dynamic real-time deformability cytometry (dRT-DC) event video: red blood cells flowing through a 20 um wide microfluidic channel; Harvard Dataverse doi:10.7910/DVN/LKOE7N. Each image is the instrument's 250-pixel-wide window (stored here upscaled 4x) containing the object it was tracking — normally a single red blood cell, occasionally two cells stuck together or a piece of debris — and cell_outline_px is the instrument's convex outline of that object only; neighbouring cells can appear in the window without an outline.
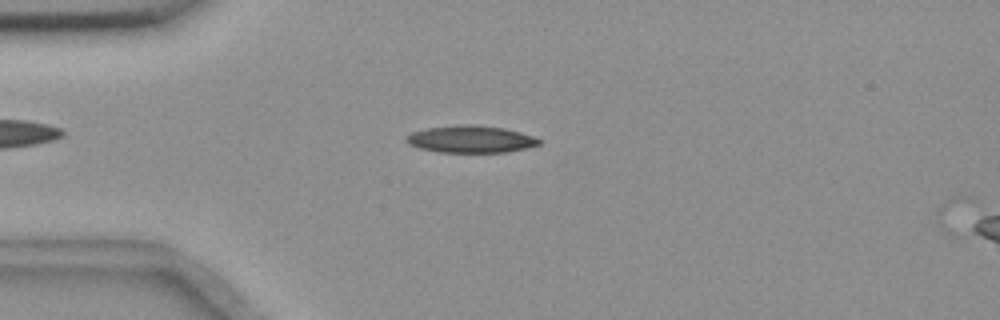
{"species": "common noctule bat (a hibernating species)", "species_latin": "Nyctalus noctula", "temperature_condition": "room temperature", "stored_images_in_passage": 2, "camera_frame_rate_fps": 3000, "um_per_image_px": 0.085, "animal": {"sex": "female", "body_mass_g": 18.4}, "frame": {"image": 1, "passage_image": 1, "time_ms": 0.0, "image_size_px": [1000, 320], "cell_outline_px": [[540, 144], [508, 152], [440, 152], [420, 148], [408, 144], [404, 140], [412, 132], [428, 128], [464, 124], [472, 124], [504, 128], [520, 132], [532, 136], [540, 140]], "centroid_in_image_um": [40.0, 11.83], "position_along_channel_um": 45.0, "area_um2": 20.75}}